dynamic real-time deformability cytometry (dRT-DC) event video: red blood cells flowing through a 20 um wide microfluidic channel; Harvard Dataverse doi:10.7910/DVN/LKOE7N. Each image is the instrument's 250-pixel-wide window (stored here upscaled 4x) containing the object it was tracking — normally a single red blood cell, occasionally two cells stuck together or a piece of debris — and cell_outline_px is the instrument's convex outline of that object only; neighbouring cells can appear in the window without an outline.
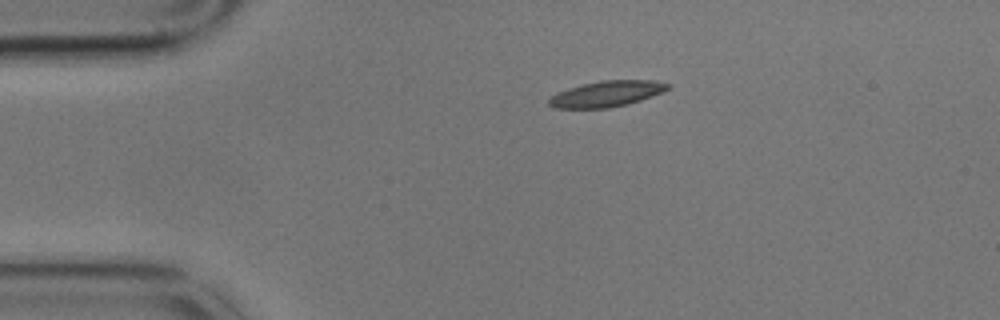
{"species": "common noctule bat (a hibernating species)", "species_latin": "Nyctalus noctula", "temperature_condition": "cold", "stored_images_in_passage": 3, "camera_frame_rate_fps": 3000, "um_per_image_px": 0.085, "animal": {"sex": "male", "body_mass_g": 17.9}, "frame": {"image": 1, "passage_image": 1, "time_ms": 0.0, "image_size_px": [1000, 320], "cell_outline_px": [[672, 84], [664, 92], [628, 104], [608, 108], [556, 108], [548, 104], [548, 100], [556, 92], [568, 88], [600, 80], [656, 80]], "centroid_in_image_um": [51.59, 7.97], "position_along_channel_um": 33.4, "area_um2": 17.98}}
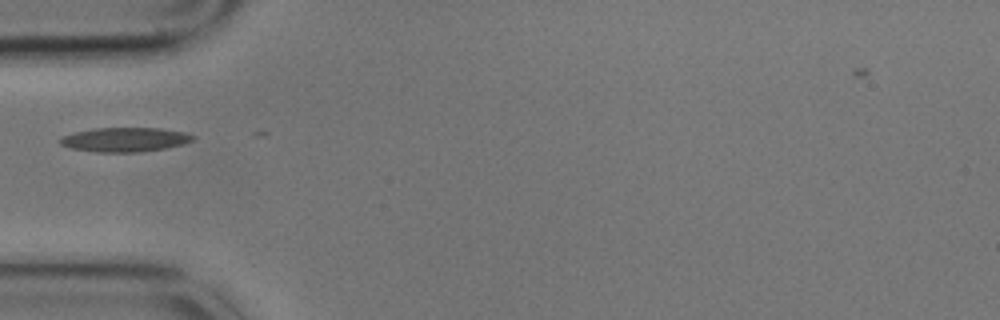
{"frame": {"image": 2, "passage_image": 3, "time_ms": 0.667, "image_size_px": [1000, 320], "cell_outline_px": [[196, 136], [192, 140], [184, 144], [164, 148], [140, 152], [96, 152], [72, 148], [60, 144], [56, 140], [72, 132], [96, 128], [160, 128], [184, 132]], "centroid_in_image_um": [10.59, 11.86], "position_along_channel_um": 74.4, "area_um2": 18.79}}